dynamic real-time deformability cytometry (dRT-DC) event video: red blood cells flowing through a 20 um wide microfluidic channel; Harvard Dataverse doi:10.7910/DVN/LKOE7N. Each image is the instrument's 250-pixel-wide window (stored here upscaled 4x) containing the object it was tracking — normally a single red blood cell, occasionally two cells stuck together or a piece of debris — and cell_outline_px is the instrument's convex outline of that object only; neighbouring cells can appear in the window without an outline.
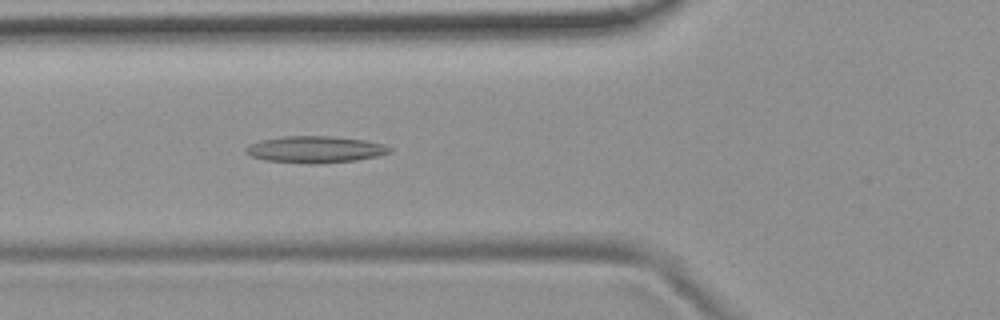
{"species": "common noctule bat (a hibernating species)", "species_latin": "Nyctalus noctula", "temperature_condition": "room temperature", "stored_images_in_passage": 42, "camera_frame_rate_fps": 3000, "um_per_image_px": 0.085, "animal": {"sex": "female", "body_mass_g": 19.9}, "frame": {"image": 1, "passage_image": 9, "time_ms": 2.667, "image_size_px": [1000, 320], "cell_outline_px": [[392, 152], [376, 156], [356, 160], [316, 164], [312, 164], [264, 160], [252, 156], [244, 152], [244, 148], [248, 144], [260, 140], [284, 136], [332, 136], [364, 140], [384, 144], [392, 148]], "centroid_in_image_um": [26.77, 12.7], "position_along_channel_um": 99.0, "area_um2": 22.48}}
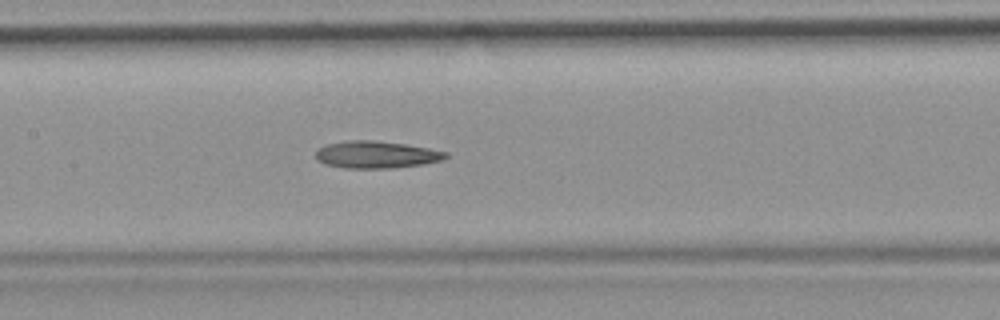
{"frame": {"image": 2, "passage_image": 15, "time_ms": 4.667, "image_size_px": [1000, 320], "cell_outline_px": [[448, 156], [444, 160], [420, 164], [392, 168], [344, 168], [324, 164], [316, 160], [316, 152], [324, 144], [348, 140], [372, 140], [404, 144], [428, 148], [448, 152]], "centroid_in_image_um": [31.96, 13.14], "position_along_channel_um": 175.4, "area_um2": 20.58}}
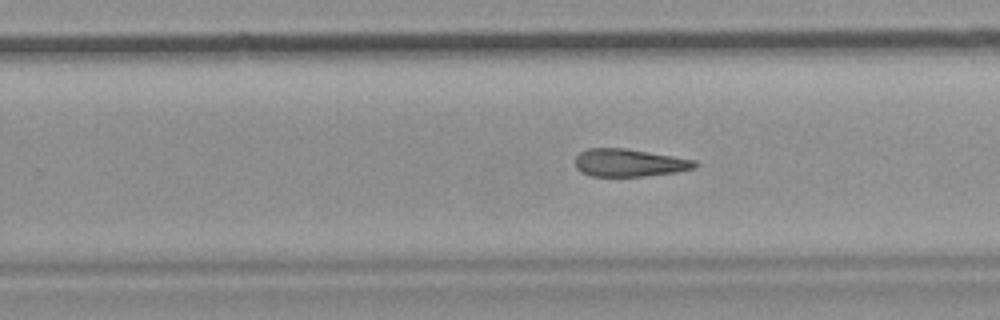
{"frame": {"image": 3, "passage_image": 23, "time_ms": 7.333, "image_size_px": [1000, 320], "cell_outline_px": [[700, 164], [696, 168], [676, 172], [644, 176], [592, 176], [580, 172], [576, 168], [576, 156], [580, 152], [588, 148], [628, 148], [696, 160]], "centroid_in_image_um": [53.51, 13.83], "position_along_channel_um": 276.3, "area_um2": 19.48}}